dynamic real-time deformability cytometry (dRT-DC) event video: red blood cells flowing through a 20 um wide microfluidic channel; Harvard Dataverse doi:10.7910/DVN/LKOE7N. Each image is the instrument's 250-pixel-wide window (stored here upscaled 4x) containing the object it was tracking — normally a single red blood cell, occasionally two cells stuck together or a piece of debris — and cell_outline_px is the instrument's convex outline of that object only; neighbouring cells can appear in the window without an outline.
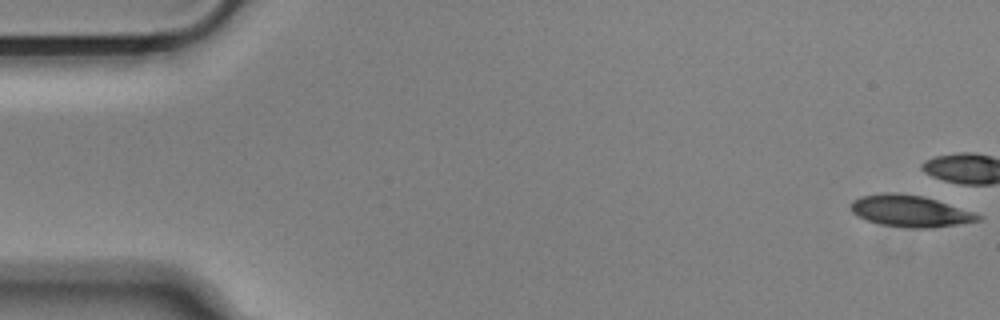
{"species": "Egyptian fruit bat (a non-hibernating species)", "species_latin": "Rousettus aegyptiacus", "temperature_condition": "cold", "stored_images_in_passage": 10, "camera_frame_rate_fps": 3000, "um_per_image_px": 0.085, "animal": {"sex": "male"}, "frame": {"image": 1, "passage_image": 1, "time_ms": 0.0, "image_size_px": [1000, 320], "cell_outline_px": [[984, 216], [980, 220], [932, 228], [912, 228], [880, 224], [868, 220], [852, 212], [852, 200], [860, 196], [884, 192], [896, 192], [924, 196]], "centroid_in_image_um": [77.35, 17.93], "position_along_channel_um": 7.7, "area_um2": 23.12}}